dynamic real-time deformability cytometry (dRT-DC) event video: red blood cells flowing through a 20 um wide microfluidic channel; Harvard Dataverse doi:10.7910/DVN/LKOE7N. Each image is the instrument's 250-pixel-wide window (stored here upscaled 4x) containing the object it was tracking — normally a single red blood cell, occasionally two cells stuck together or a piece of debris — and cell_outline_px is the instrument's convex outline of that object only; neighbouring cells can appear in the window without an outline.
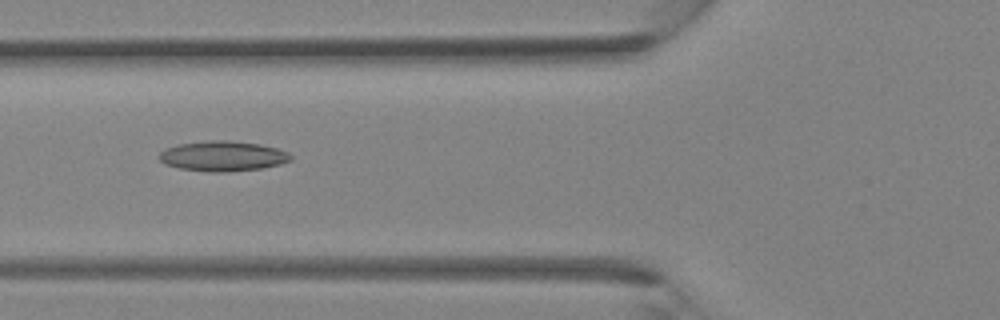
{"species": "Egyptian fruit bat (a non-hibernating species)", "species_latin": "Rousettus aegyptiacus", "temperature_condition": "room temperature", "stored_images_in_passage": 37, "camera_frame_rate_fps": 3000, "um_per_image_px": 0.085, "animal": {"sex": "female"}, "frame": {"image": 1, "passage_image": 14, "time_ms": 4.333, "image_size_px": [1000, 320], "cell_outline_px": [[292, 160], [280, 164], [264, 168], [228, 172], [208, 172], [180, 168], [164, 164], [156, 156], [164, 148], [180, 144], [212, 140], [224, 140], [260, 144], [276, 148], [288, 152], [292, 156]], "centroid_in_image_um": [18.93, 13.28], "position_along_channel_um": 106.9, "area_um2": 23.24}}
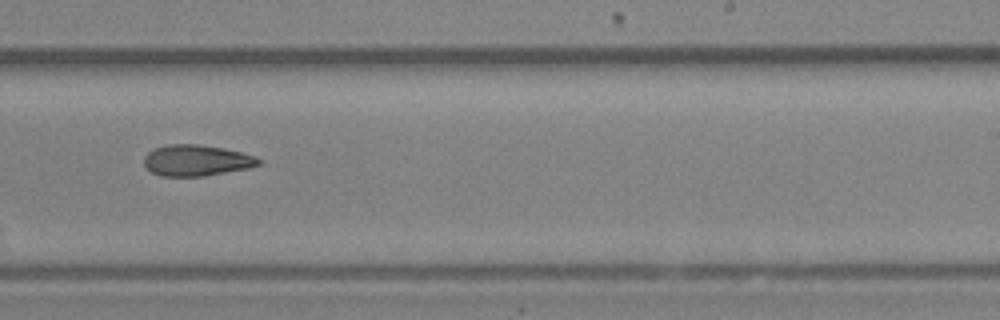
{"frame": {"image": 2, "passage_image": 23, "time_ms": 7.333, "image_size_px": [1000, 320], "cell_outline_px": [[260, 164], [248, 168], [204, 176], [160, 176], [152, 172], [144, 164], [144, 156], [148, 152], [156, 148], [168, 144], [196, 144], [220, 148], [240, 152], [256, 156], [260, 160]], "centroid_in_image_um": [16.68, 13.64], "position_along_channel_um": 272.3, "area_um2": 20.52}}
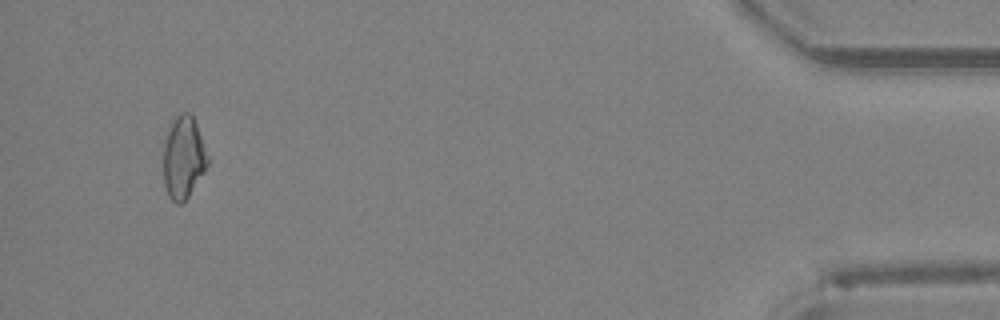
{"frame": {"image": 3, "passage_image": 35, "time_ms": 11.333, "image_size_px": [1000, 320], "cell_outline_px": [[208, 164], [204, 172], [188, 196], [180, 204], [176, 204], [168, 196], [164, 184], [164, 144], [172, 120], [180, 112], [188, 112], [192, 116], [196, 124], [208, 156]], "centroid_in_image_um": [15.59, 13.39], "position_along_channel_um": 419.6, "area_um2": 20.92}}